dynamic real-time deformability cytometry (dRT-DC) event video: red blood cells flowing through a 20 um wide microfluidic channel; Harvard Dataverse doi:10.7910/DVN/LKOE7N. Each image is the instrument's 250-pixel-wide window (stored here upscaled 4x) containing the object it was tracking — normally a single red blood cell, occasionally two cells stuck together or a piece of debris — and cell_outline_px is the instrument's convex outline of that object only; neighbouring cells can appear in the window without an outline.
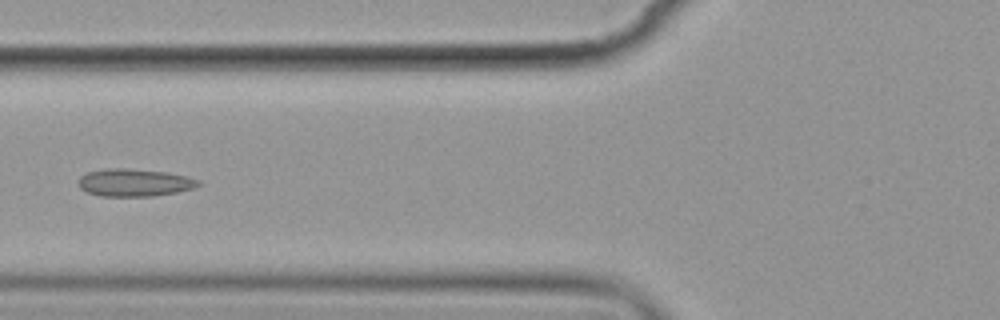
{"species": "common noctule bat (a hibernating species)", "species_latin": "Nyctalus noctula", "temperature_condition": "cold", "stored_images_in_passage": 6, "camera_frame_rate_fps": 3000, "um_per_image_px": 0.085, "animal": {"sex": "female", "body_mass_g": 19.9}, "frame": {"image": 1, "passage_image": 6, "time_ms": 5.667, "image_size_px": [1000, 320], "cell_outline_px": [[200, 184], [192, 188], [176, 192], [152, 196], [100, 196], [88, 192], [80, 188], [80, 176], [88, 172], [108, 168], [128, 168], [168, 172], [188, 176], [200, 180]], "centroid_in_image_um": [11.45, 15.51], "position_along_channel_um": 114.4, "area_um2": 19.19}}